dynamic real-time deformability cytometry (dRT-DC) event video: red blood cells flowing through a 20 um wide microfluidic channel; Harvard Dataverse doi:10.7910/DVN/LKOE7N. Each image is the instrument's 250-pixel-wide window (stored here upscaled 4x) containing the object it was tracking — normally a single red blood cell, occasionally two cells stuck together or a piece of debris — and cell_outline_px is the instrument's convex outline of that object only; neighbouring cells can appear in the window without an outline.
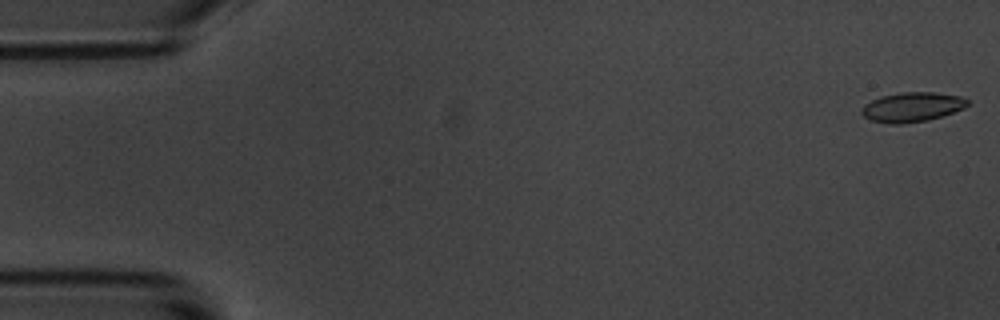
{"species": "common noctule bat (a hibernating species)", "species_latin": "Nyctalus noctula", "temperature_condition": "room temperature", "stored_images_in_passage": 15, "camera_frame_rate_fps": 3000, "um_per_image_px": 0.085, "animal": {"sex": "male", "body_mass_g": 20.1, "forearm_length_mm": 53.5}, "frame": {"image": 1, "passage_image": 1, "time_ms": 0.0, "image_size_px": [1000, 320], "cell_outline_px": [[968, 104], [964, 108], [928, 120], [900, 124], [888, 124], [872, 120], [864, 116], [860, 112], [860, 108], [864, 104], [880, 96], [900, 92], [932, 92], [960, 96], [968, 100]], "centroid_in_image_um": [77.48, 9.09], "position_along_channel_um": 7.5, "area_um2": 18.21}}
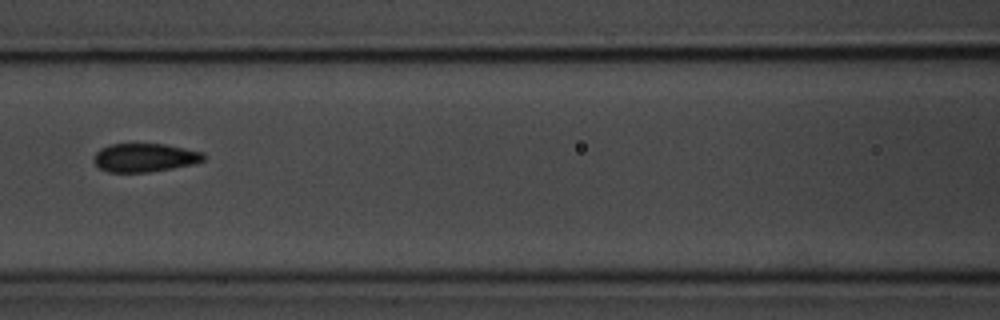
{"frame": {"image": 2, "passage_image": 7, "time_ms": 8.0, "image_size_px": [1000, 320], "cell_outline_px": [[204, 160], [192, 164], [172, 168], [148, 172], [108, 172], [100, 168], [92, 160], [96, 152], [100, 148], [108, 144], [164, 144], [204, 152]], "centroid_in_image_um": [12.27, 13.39], "position_along_channel_um": 154.3, "area_um2": 18.21}}
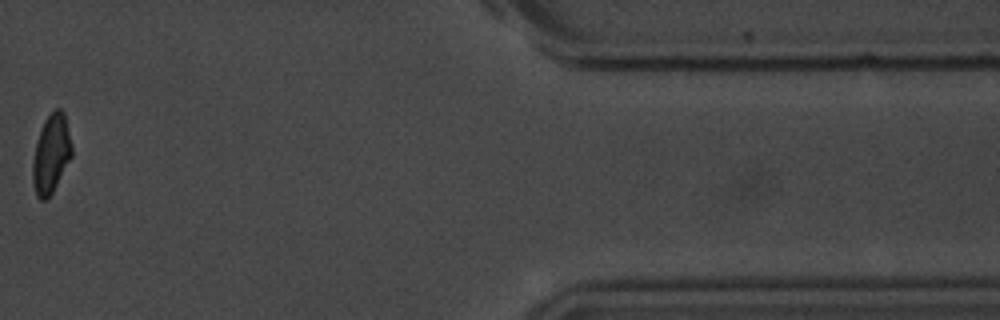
{"frame": {"image": 3, "passage_image": 14, "time_ms": 16.667, "image_size_px": [1000, 320], "cell_outline_px": [[72, 156], [52, 192], [44, 200], [40, 200], [36, 196], [32, 180], [32, 160], [36, 144], [44, 120], [52, 108], [60, 108], [64, 112], [72, 148]], "centroid_in_image_um": [4.33, 13.05], "position_along_channel_um": 407.1, "area_um2": 17.86}, "authors_computed_cell_mechanics": {"area_um2": 18.207, "velocity_mm_per_s": 3.5191, "shape_relaxation_time_tau1_ms": 3.6417, "shape_relaxation_time_tau2_ms": 0.5184, "deformation_change_tau1": 0.1113, "deformation_change_tau2": 0.0359}}